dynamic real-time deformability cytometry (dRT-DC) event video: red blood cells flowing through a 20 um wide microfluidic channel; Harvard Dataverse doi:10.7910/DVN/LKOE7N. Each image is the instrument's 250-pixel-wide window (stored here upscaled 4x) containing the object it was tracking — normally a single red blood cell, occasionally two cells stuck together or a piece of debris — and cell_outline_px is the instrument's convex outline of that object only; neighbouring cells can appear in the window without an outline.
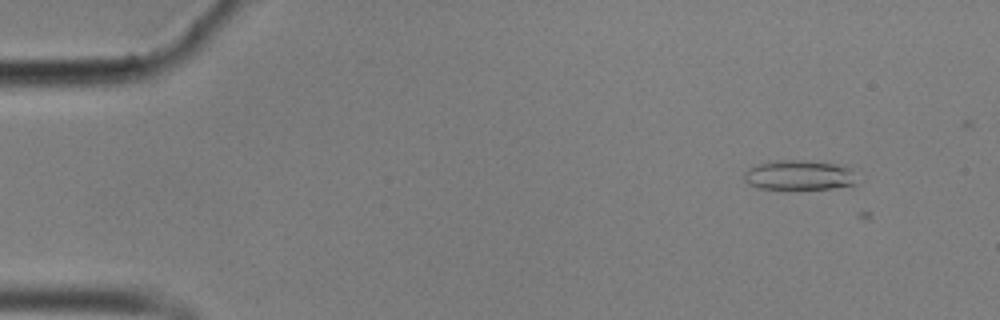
{"species": "common noctule bat (a hibernating species)", "species_latin": "Nyctalus noctula", "temperature_condition": "cold", "stored_images_in_passage": 6, "camera_frame_rate_fps": 3000, "um_per_image_px": 0.085, "animal": {"sex": "male", "body_mass_g": 17.9}, "frame": {"image": 1, "passage_image": 4, "time_ms": 1.0, "image_size_px": [1000, 320], "cell_outline_px": [[856, 184], [832, 188], [760, 188], [748, 184], [744, 180], [744, 172], [748, 168], [756, 164], [768, 160], [808, 160], [836, 164], [848, 168]], "centroid_in_image_um": [67.82, 14.86], "position_along_channel_um": 17.2, "area_um2": 19.31}}